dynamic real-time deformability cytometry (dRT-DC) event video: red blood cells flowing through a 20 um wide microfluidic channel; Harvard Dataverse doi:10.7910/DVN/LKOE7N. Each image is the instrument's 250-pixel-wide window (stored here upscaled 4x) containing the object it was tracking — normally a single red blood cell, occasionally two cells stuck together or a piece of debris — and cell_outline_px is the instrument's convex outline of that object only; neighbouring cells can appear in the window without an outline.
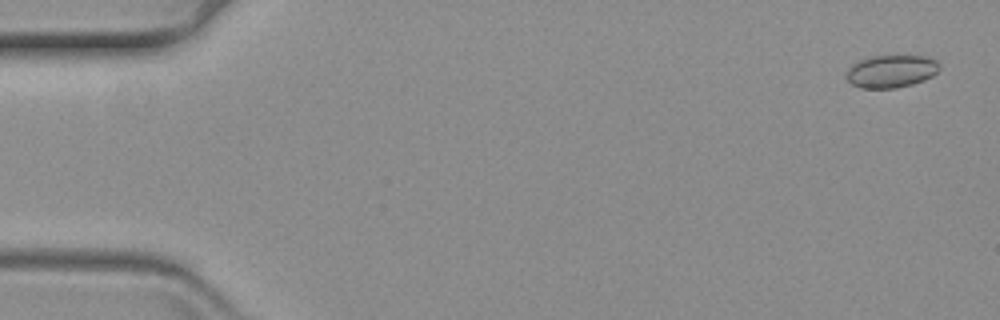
{"species": "common noctule bat (a hibernating species)", "species_latin": "Nyctalus noctula", "temperature_condition": "warm", "stored_images_in_passage": 14, "camera_frame_rate_fps": 3000, "um_per_image_px": 0.085, "animal": {"sex": "female", "body_mass_g": 19.3, "forearm_length_mm": 54.1}, "frame": {"image": 1, "passage_image": 1, "time_ms": 0.0, "image_size_px": [1000, 320], "cell_outline_px": [[940, 68], [932, 76], [924, 80], [912, 84], [896, 88], [860, 88], [852, 84], [844, 76], [848, 68], [852, 64], [868, 56], [924, 56], [936, 60], [940, 64]], "centroid_in_image_um": [75.73, 6.06], "position_along_channel_um": 9.3, "area_um2": 17.8}}